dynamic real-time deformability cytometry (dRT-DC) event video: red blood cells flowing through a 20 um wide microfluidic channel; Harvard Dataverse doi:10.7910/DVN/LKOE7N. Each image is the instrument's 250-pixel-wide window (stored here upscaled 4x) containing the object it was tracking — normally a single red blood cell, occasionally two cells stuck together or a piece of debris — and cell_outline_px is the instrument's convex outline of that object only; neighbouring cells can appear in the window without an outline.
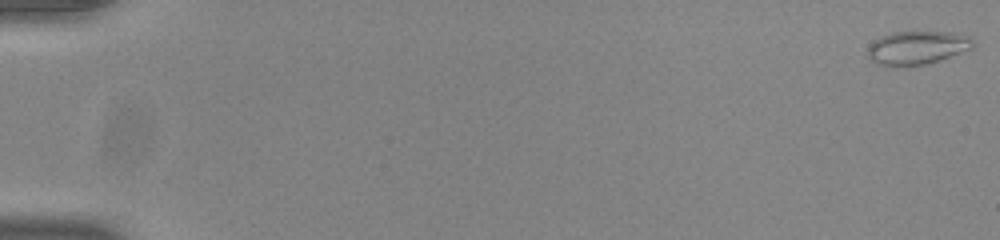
{"species": "common noctule bat (a hibernating species)", "species_latin": "Nyctalus noctula", "temperature_condition": "room temperature", "stored_images_in_passage": 54, "camera_frame_rate_fps": 3000, "um_per_image_px": 0.085, "animal": {"sex": "male", "body_mass_g": 20.0, "forearm_length_mm": 53.3}, "frame": {"image": 1, "passage_image": 1, "time_ms": 0.0, "image_size_px": [1000, 240], "cell_outline_px": [[972, 48], [924, 64], [880, 64], [872, 60], [868, 52], [868, 48], [876, 40], [884, 36], [896, 32], [944, 32], [968, 36], [972, 44]], "centroid_in_image_um": [77.95, 4.02], "position_along_channel_um": 7.0, "area_um2": 19.13}}
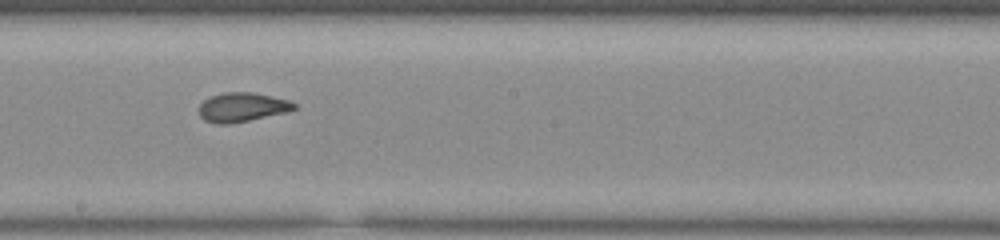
{"frame": {"image": 2, "passage_image": 32, "time_ms": 10.333, "image_size_px": [1000, 240], "cell_outline_px": [[296, 108], [288, 112], [228, 124], [216, 124], [204, 120], [200, 116], [200, 104], [204, 100], [212, 96], [224, 92], [256, 92], [288, 100], [296, 104]], "centroid_in_image_um": [20.59, 9.1], "position_along_channel_um": 227.6, "area_um2": 16.13}}
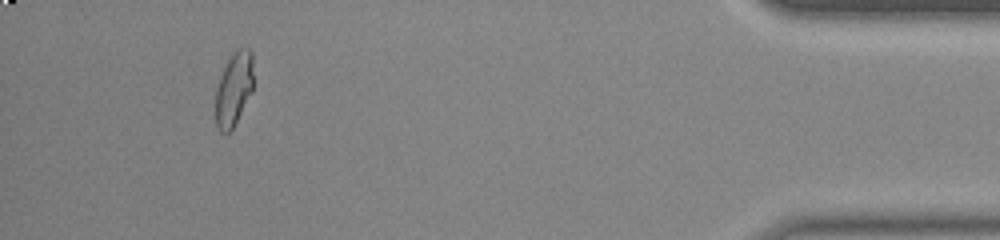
{"frame": {"image": 3, "passage_image": 51, "time_ms": 16.667, "image_size_px": [1000, 240], "cell_outline_px": [[252, 92], [232, 128], [228, 132], [220, 132], [216, 128], [216, 88], [220, 76], [232, 52], [236, 48], [248, 48], [252, 52]], "centroid_in_image_um": [19.86, 7.54], "position_along_channel_um": 415.3, "area_um2": 16.07}, "authors_computed_cell_mechanics": {"area_um2": 16.9643, "velocity_mm_per_s": 3.8743, "shape_relaxation_time_tau1_ms": null, "shape_relaxation_time_tau2_ms": 1.4052, "deformation_change_tau1": null, "deformation_change_tau2": 0.062}}